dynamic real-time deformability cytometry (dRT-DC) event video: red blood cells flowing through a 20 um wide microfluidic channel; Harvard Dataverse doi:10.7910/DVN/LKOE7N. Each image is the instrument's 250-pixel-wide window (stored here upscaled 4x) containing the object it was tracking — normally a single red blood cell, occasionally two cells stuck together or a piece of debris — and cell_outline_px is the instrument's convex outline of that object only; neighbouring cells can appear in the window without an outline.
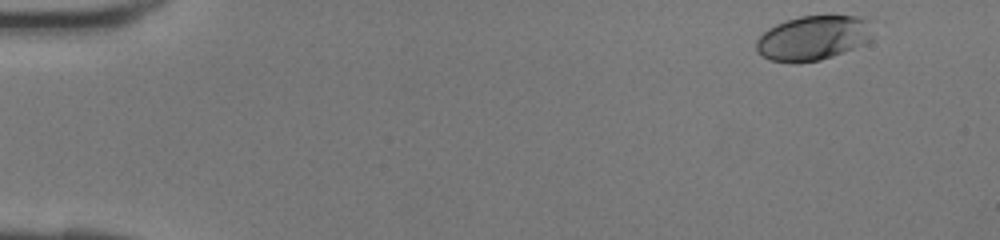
{"species": "human", "species_latin": "Homo sapiens", "temperature_condition": "room temperature", "stored_images_in_passage": 40, "camera_frame_rate_fps": 3000, "um_per_image_px": 0.085, "donor": {"sex": "female"}, "frame": {"image": 1, "passage_image": 1, "time_ms": 0.0, "image_size_px": [1000, 240], "cell_outline_px": [[872, 40], [864, 44], [832, 56], [820, 60], [772, 60], [756, 52], [756, 40], [768, 28], [776, 24], [800, 16], [856, 16], [868, 20]], "centroid_in_image_um": [69.12, 3.2], "position_along_channel_um": 15.9, "area_um2": 29.48}}
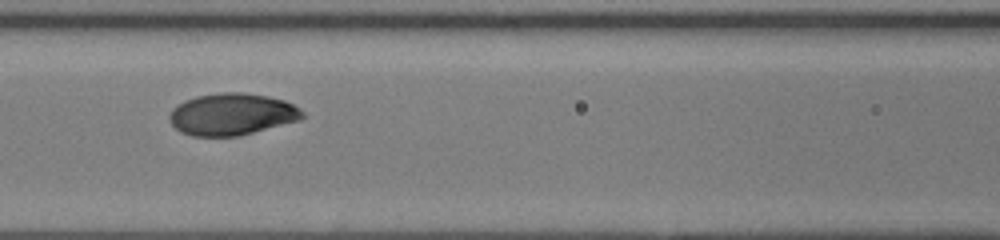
{"frame": {"image": 2, "passage_image": 17, "time_ms": 5.333, "image_size_px": [1000, 240], "cell_outline_px": [[308, 116], [300, 120], [236, 136], [192, 136], [180, 132], [168, 120], [168, 116], [172, 108], [184, 100], [196, 96], [220, 92], [244, 92], [268, 96], [284, 100], [300, 108]], "centroid_in_image_um": [19.71, 9.7], "position_along_channel_um": 146.9, "area_um2": 32.66}}
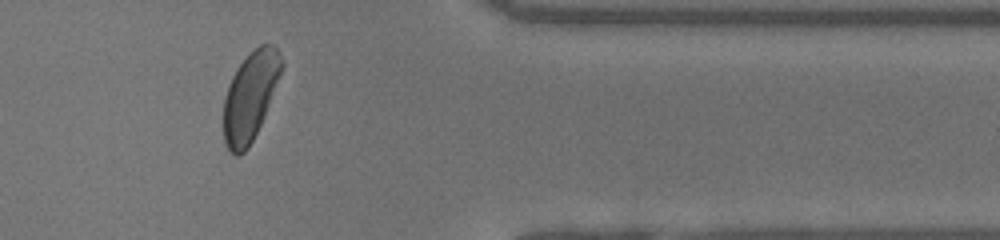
{"frame": {"image": 3, "passage_image": 33, "time_ms": 10.667, "image_size_px": [1000, 240], "cell_outline_px": [[284, 64], [264, 116], [248, 148], [240, 156], [236, 156], [228, 152], [224, 140], [224, 100], [228, 84], [236, 68], [260, 44], [272, 44], [280, 52]], "centroid_in_image_um": [21.26, 8.2], "position_along_channel_um": 390.1, "area_um2": 29.65}}